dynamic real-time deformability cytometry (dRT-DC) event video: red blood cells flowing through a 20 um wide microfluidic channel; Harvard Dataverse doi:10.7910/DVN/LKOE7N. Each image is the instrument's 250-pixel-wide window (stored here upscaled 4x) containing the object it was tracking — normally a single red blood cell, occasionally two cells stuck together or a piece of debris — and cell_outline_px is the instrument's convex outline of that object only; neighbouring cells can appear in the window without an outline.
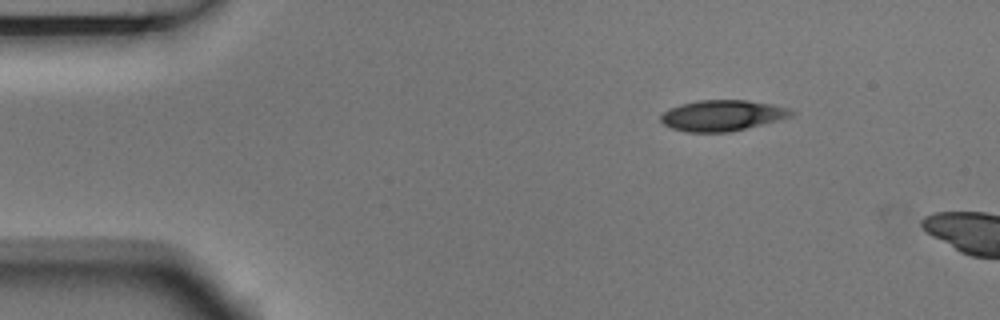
{"species": "Egyptian fruit bat (a non-hibernating species)", "species_latin": "Rousettus aegyptiacus", "temperature_condition": "room temperature", "stored_images_in_passage": 2, "camera_frame_rate_fps": 3000, "um_per_image_px": 0.085, "animal": {"sex": "male"}, "frame": {"image": 1, "passage_image": 1, "time_ms": 0.0, "image_size_px": [1000, 320], "cell_outline_px": [[796, 112], [792, 116], [728, 132], [688, 132], [672, 128], [664, 124], [660, 120], [660, 116], [664, 112], [680, 104], [696, 100], [748, 100], [772, 104], [792, 108]], "centroid_in_image_um": [61.41, 9.8], "position_along_channel_um": 23.6, "area_um2": 23.29}}